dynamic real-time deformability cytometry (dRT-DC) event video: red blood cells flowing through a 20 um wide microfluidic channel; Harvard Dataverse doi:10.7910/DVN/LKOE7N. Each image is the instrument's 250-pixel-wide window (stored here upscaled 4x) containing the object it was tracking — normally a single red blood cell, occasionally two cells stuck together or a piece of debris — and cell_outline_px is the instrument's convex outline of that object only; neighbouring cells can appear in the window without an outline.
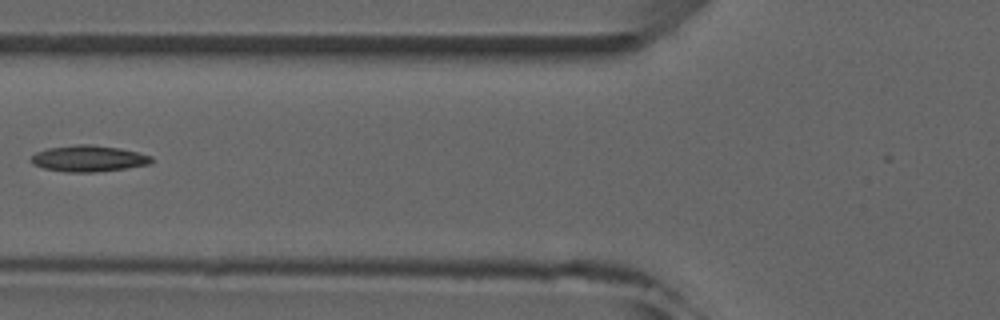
{"species": "common noctule bat (a hibernating species)", "species_latin": "Nyctalus noctula", "temperature_condition": "room temperature", "stored_images_in_passage": 5, "camera_frame_rate_fps": 3000, "um_per_image_px": 0.085, "animal": {"sex": "male", "forearm_length_mm": 52.5}, "frame": {"image": 1, "passage_image": 5, "time_ms": 4.667, "image_size_px": [1000, 320], "cell_outline_px": [[152, 160], [148, 164], [124, 168], [96, 172], [64, 172], [44, 168], [32, 164], [28, 160], [36, 152], [48, 148], [76, 144], [92, 144], [120, 148], [152, 156]], "centroid_in_image_um": [7.47, 13.47], "position_along_channel_um": 118.3, "area_um2": 18.38}}